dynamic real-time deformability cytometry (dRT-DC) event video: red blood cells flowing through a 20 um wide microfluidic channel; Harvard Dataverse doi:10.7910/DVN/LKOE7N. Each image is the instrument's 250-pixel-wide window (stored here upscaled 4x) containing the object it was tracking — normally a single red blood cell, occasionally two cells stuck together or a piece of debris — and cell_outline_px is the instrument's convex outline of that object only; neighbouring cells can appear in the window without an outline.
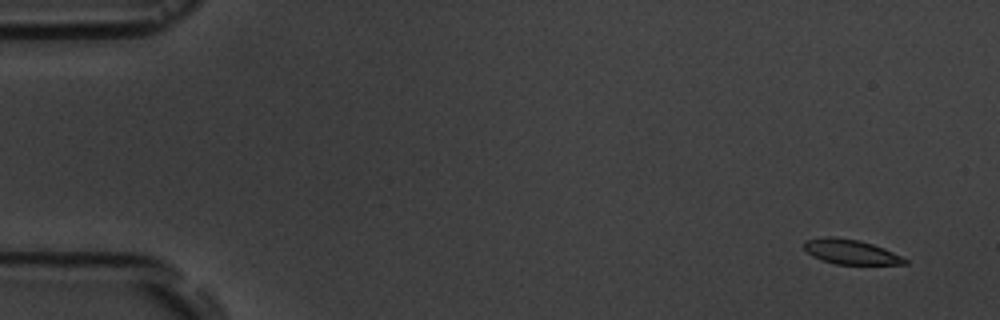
{"species": "common noctule bat (a hibernating species)", "species_latin": "Nyctalus noctula", "temperature_condition": "room temperature", "stored_images_in_passage": 6, "camera_frame_rate_fps": 3000, "um_per_image_px": 0.085, "animal": {"sex": "male", "body_mass_g": 19.5, "forearm_length_mm": 54.6}, "frame": {"image": 1, "passage_image": 1, "time_ms": 0.0, "image_size_px": [1000, 320], "cell_outline_px": [[908, 264], [836, 264], [820, 260], [812, 256], [804, 248], [804, 240], [824, 236], [832, 236], [860, 240], [884, 248], [908, 260]], "centroid_in_image_um": [72.27, 21.39], "position_along_channel_um": 12.7, "area_um2": 14.57}}
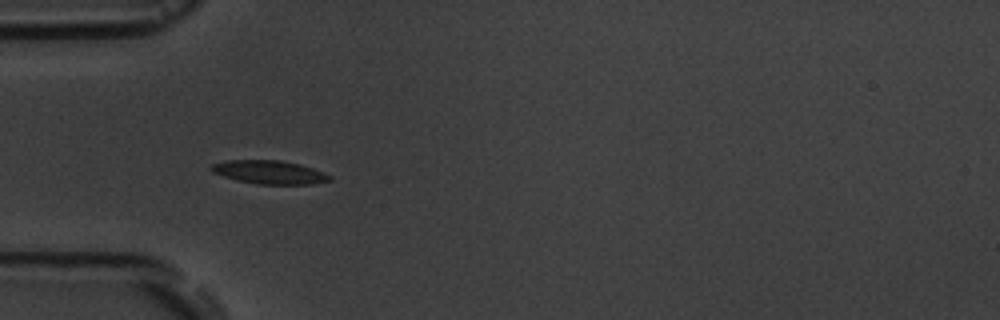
{"frame": {"image": 2, "passage_image": 5, "time_ms": 4.667, "image_size_px": [1000, 320], "cell_outline_px": [[332, 180], [312, 184], [256, 184], [236, 180], [212, 172], [208, 168], [212, 164], [228, 160], [280, 160], [300, 164], [312, 168], [332, 176]], "centroid_in_image_um": [22.88, 14.64], "position_along_channel_um": 62.1, "area_um2": 16.18}}
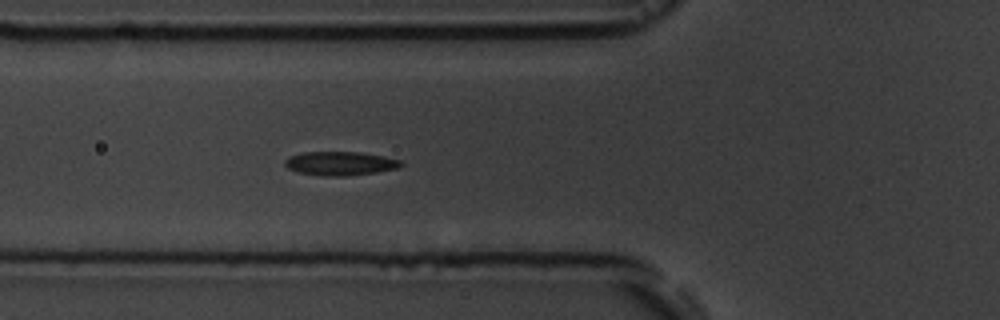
{"frame": {"image": 3, "passage_image": 6, "time_ms": 5.667, "image_size_px": [1000, 320], "cell_outline_px": [[404, 164], [400, 168], [376, 172], [344, 176], [324, 176], [296, 172], [288, 168], [284, 164], [284, 160], [288, 156], [304, 152], [360, 152], [400, 160]], "centroid_in_image_um": [28.88, 13.89], "position_along_channel_um": 96.9, "area_um2": 16.13}}